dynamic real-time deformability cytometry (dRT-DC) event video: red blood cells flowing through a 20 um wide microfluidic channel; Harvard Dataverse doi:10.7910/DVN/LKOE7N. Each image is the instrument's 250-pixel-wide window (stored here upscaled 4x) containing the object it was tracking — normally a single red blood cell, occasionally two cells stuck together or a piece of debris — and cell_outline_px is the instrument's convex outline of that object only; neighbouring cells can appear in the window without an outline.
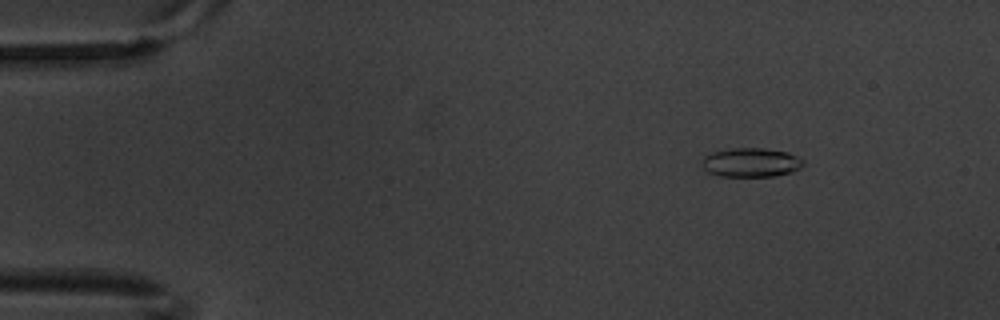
{"species": "common noctule bat (a hibernating species)", "species_latin": "Nyctalus noctula", "temperature_condition": "warm", "stored_images_in_passage": 7, "camera_frame_rate_fps": 3000, "um_per_image_px": 0.085, "animal": {"sex": "male", "body_mass_g": 20.1, "forearm_length_mm": 53.5}, "frame": {"image": 1, "passage_image": 3, "time_ms": 0.667, "image_size_px": [1000, 320], "cell_outline_px": [[804, 164], [800, 168], [792, 172], [772, 176], [720, 176], [708, 172], [700, 164], [700, 160], [704, 156], [712, 152], [732, 148], [764, 148], [788, 152], [804, 160]], "centroid_in_image_um": [63.81, 13.8], "position_along_channel_um": 21.2, "area_um2": 17.28}}